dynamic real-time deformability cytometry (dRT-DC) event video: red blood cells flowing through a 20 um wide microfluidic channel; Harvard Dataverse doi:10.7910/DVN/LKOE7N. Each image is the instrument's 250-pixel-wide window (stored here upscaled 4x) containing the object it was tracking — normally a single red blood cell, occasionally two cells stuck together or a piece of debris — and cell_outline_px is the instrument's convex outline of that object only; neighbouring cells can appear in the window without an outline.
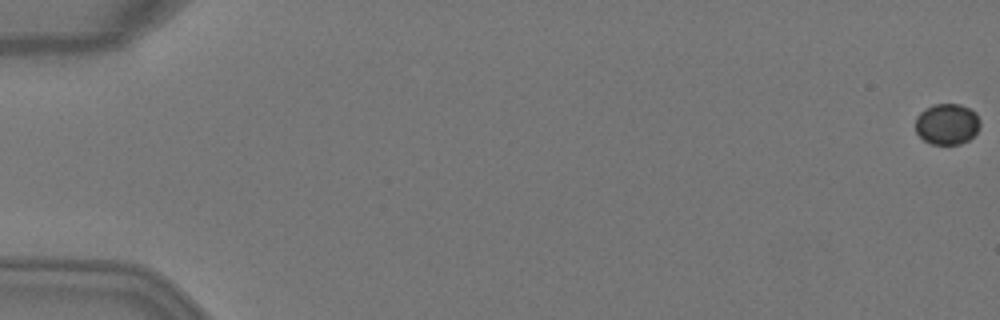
{"species": "Egyptian fruit bat (a non-hibernating species)", "species_latin": "Rousettus aegyptiacus", "temperature_condition": "warm", "stored_images_in_passage": 17, "camera_frame_rate_fps": 3000, "um_per_image_px": 0.085, "animal": {"sex": "female"}, "frame": {"image": 1, "passage_image": 1, "time_ms": 0.0, "image_size_px": [1000, 320], "cell_outline_px": [[980, 124], [976, 132], [968, 140], [960, 144], [932, 144], [924, 140], [916, 132], [916, 116], [924, 108], [932, 104], [960, 104], [976, 112], [980, 120]], "centroid_in_image_um": [80.49, 10.53], "position_along_channel_um": 4.5, "area_um2": 15.49}}
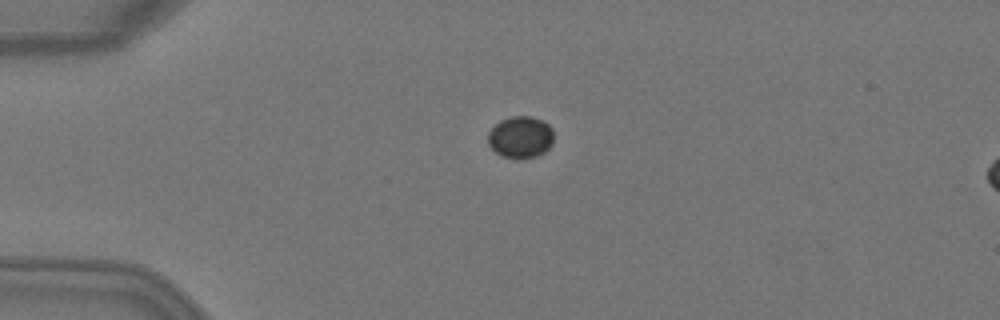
{"frame": {"image": 2, "passage_image": 14, "time_ms": 4.333, "image_size_px": [1000, 320], "cell_outline_px": [[552, 144], [544, 152], [536, 156], [520, 160], [516, 160], [504, 156], [496, 152], [488, 144], [488, 132], [500, 120], [512, 116], [532, 116], [544, 120], [552, 128]], "centroid_in_image_um": [44.25, 11.66], "position_along_channel_um": 40.8, "area_um2": 16.18}}